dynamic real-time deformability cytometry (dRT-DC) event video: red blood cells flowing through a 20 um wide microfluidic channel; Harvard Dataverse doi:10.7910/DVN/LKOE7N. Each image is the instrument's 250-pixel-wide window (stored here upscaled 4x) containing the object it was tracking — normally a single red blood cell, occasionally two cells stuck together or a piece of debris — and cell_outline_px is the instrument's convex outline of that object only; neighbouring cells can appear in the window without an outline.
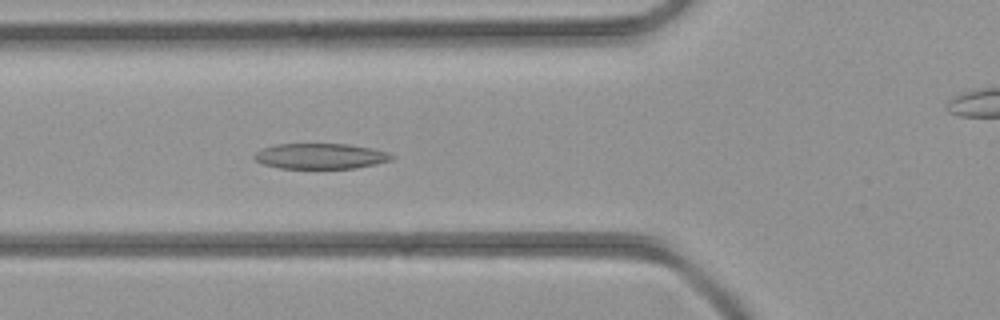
{"species": "common noctule bat (a hibernating species)", "species_latin": "Nyctalus noctula", "temperature_condition": "room temperature", "stored_images_in_passage": 39, "camera_frame_rate_fps": 3000, "um_per_image_px": 0.085, "animal": {"sex": "female", "body_mass_g": 21.9}, "frame": {"image": 1, "passage_image": 10, "time_ms": 3.0, "image_size_px": [1000, 320], "cell_outline_px": [[396, 156], [392, 160], [376, 164], [356, 168], [280, 168], [264, 164], [256, 160], [252, 156], [256, 152], [264, 148], [276, 144], [348, 144], [376, 148], [388, 152]], "centroid_in_image_um": [27.31, 13.26], "position_along_channel_um": 98.5, "area_um2": 20.52}}
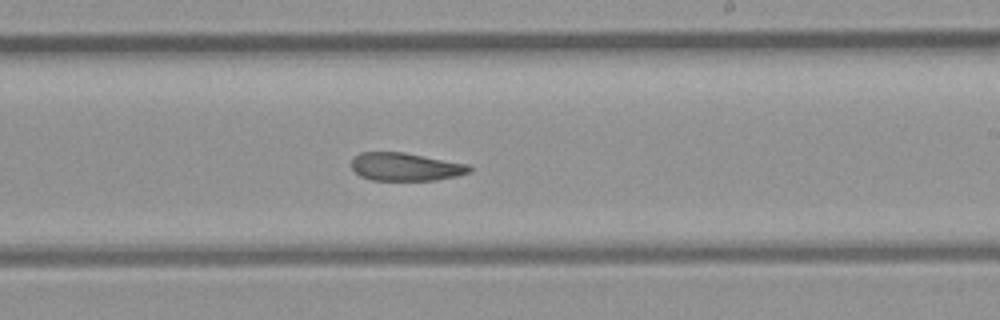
{"frame": {"image": 2, "passage_image": 20, "time_ms": 6.333, "image_size_px": [1000, 320], "cell_outline_px": [[472, 172], [456, 176], [436, 180], [372, 180], [360, 176], [352, 168], [352, 160], [360, 152], [404, 152], [468, 164], [472, 168]], "centroid_in_image_um": [34.49, 14.18], "position_along_channel_um": 254.5, "area_um2": 19.25}}
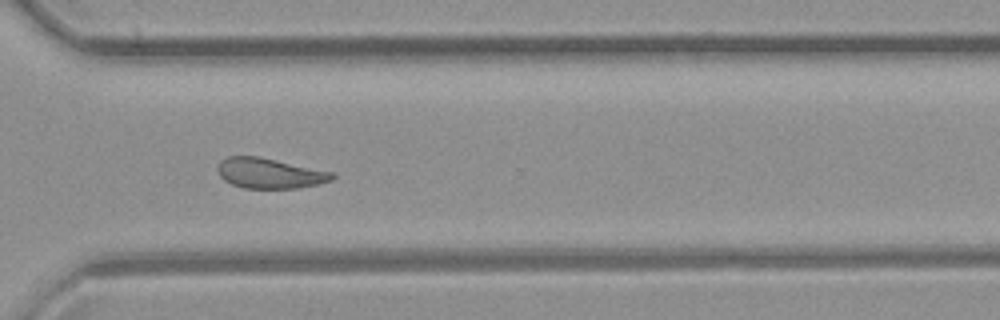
{"frame": {"image": 3, "passage_image": 26, "time_ms": 8.333, "image_size_px": [1000, 320], "cell_outline_px": [[336, 176], [332, 180], [316, 184], [296, 188], [244, 188], [232, 184], [224, 180], [220, 176], [216, 168], [220, 160], [228, 156], [260, 156], [332, 172]], "centroid_in_image_um": [22.88, 14.71], "position_along_channel_um": 347.7, "area_um2": 20.17}}